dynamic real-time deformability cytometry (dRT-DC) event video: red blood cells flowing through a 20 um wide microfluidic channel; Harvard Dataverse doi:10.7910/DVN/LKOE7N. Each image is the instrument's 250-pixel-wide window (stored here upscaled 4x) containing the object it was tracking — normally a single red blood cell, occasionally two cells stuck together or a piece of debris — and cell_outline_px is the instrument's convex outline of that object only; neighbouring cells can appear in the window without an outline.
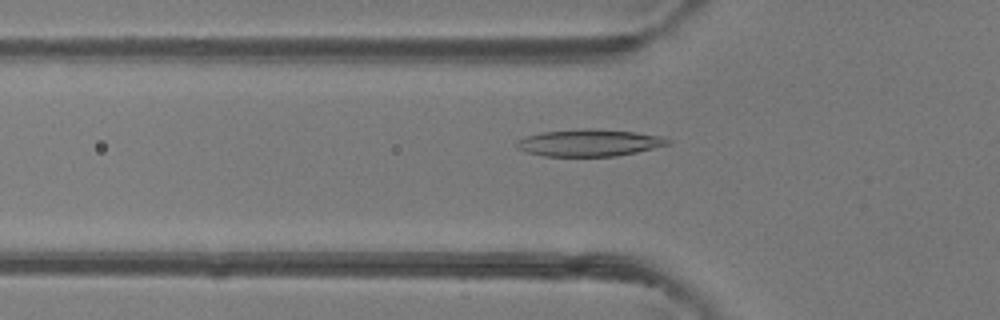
{"species": "common noctule bat (a hibernating species)", "species_latin": "Nyctalus noctula", "temperature_condition": "room temperature", "stored_images_in_passage": 34, "camera_frame_rate_fps": 3000, "um_per_image_px": 0.085, "animal": {"sex": "female"}, "frame": {"image": 1, "passage_image": 2, "time_ms": 0.333, "image_size_px": [1000, 320], "cell_outline_px": [[672, 144], [636, 152], [616, 156], [544, 156], [528, 152], [520, 148], [516, 144], [516, 140], [524, 136], [544, 132], [584, 128], [592, 128], [632, 132], [664, 136], [672, 140]], "centroid_in_image_um": [50.14, 12.13], "position_along_channel_um": 75.7, "area_um2": 23.76}}
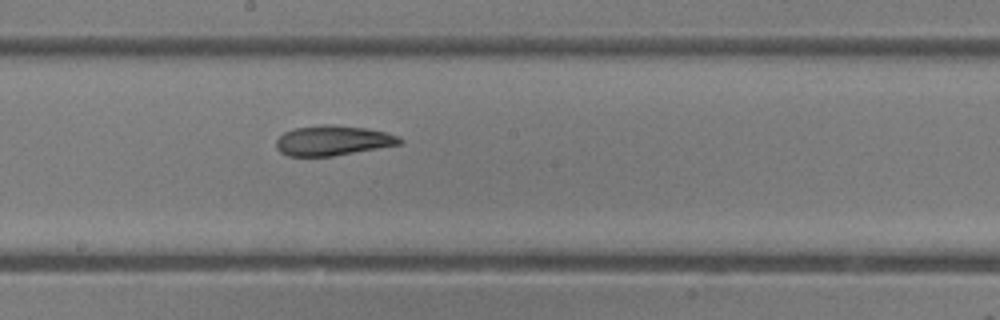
{"frame": {"image": 2, "passage_image": 12, "time_ms": 3.667, "image_size_px": [1000, 320], "cell_outline_px": [[404, 144], [332, 156], [288, 156], [280, 152], [276, 148], [276, 140], [284, 132], [296, 128], [324, 124], [328, 124], [368, 128], [388, 132], [400, 136], [404, 140]], "centroid_in_image_um": [28.36, 11.94], "position_along_channel_um": 219.8, "area_um2": 21.85}}
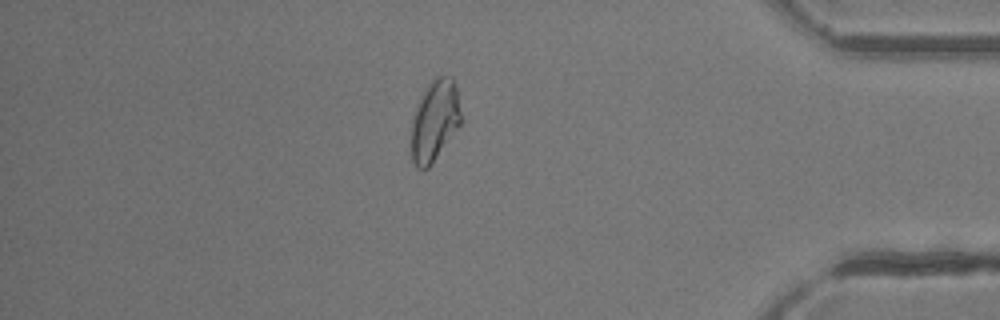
{"frame": {"image": 3, "passage_image": 27, "time_ms": 8.667, "image_size_px": [1000, 320], "cell_outline_px": [[460, 124], [428, 168], [416, 168], [412, 160], [412, 120], [420, 96], [432, 76], [452, 76], [456, 84], [460, 112]], "centroid_in_image_um": [36.94, 10.19], "position_along_channel_um": 398.3, "area_um2": 23.24}, "authors_computed_cell_mechanics": {"area_um2": 22.3975, "velocity_mm_per_s": 4.2935, "shape_relaxation_time_tau1_ms": 9.5727, "shape_relaxation_time_tau2_ms": 4.0652, "deformation_change_tau1": 0.2688, "deformation_change_tau2": 0.1181}}